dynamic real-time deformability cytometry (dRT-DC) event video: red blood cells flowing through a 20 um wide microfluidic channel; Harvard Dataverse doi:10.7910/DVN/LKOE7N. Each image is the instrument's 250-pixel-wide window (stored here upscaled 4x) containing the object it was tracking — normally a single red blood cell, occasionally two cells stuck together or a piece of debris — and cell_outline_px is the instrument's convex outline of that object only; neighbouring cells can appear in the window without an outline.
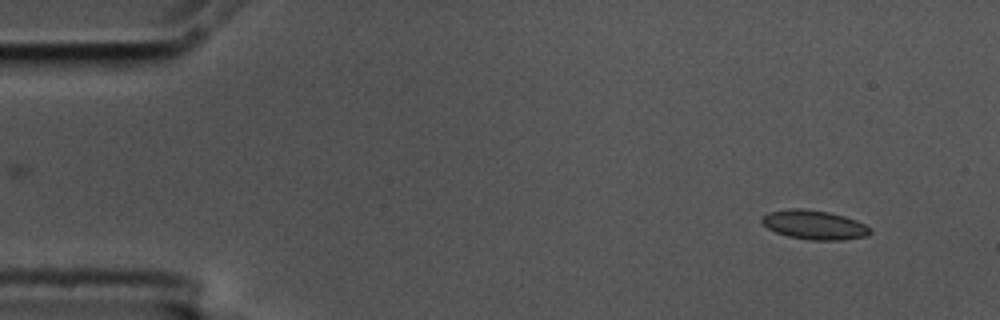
{"species": "common noctule bat (a hibernating species)", "species_latin": "Nyctalus noctula", "temperature_condition": "cold", "stored_images_in_passage": 13, "camera_frame_rate_fps": 3000, "um_per_image_px": 0.085, "animal": {"sex": "male", "body_mass_g": 17.5, "forearm_length_mm": 52.3}, "frame": {"image": 1, "passage_image": 1, "time_ms": 0.0, "image_size_px": [1000, 320], "cell_outline_px": [[872, 232], [868, 236], [844, 240], [812, 240], [788, 236], [776, 232], [768, 228], [760, 220], [760, 216], [768, 212], [788, 208], [800, 208], [828, 212], [844, 216], [856, 220], [872, 228]], "centroid_in_image_um": [69.22, 19.11], "position_along_channel_um": 15.8, "area_um2": 18.55}}
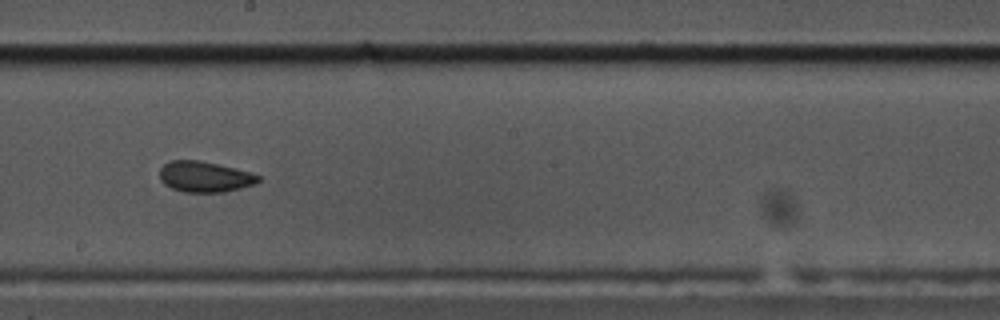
{"frame": {"image": 2, "passage_image": 7, "time_ms": 2.0, "image_size_px": [1000, 320], "cell_outline_px": [[260, 180], [256, 184], [224, 192], [184, 192], [172, 188], [164, 184], [160, 180], [160, 168], [168, 160], [200, 160], [252, 172], [260, 176]], "centroid_in_image_um": [17.4, 15.02], "position_along_channel_um": 230.8, "area_um2": 17.8}}
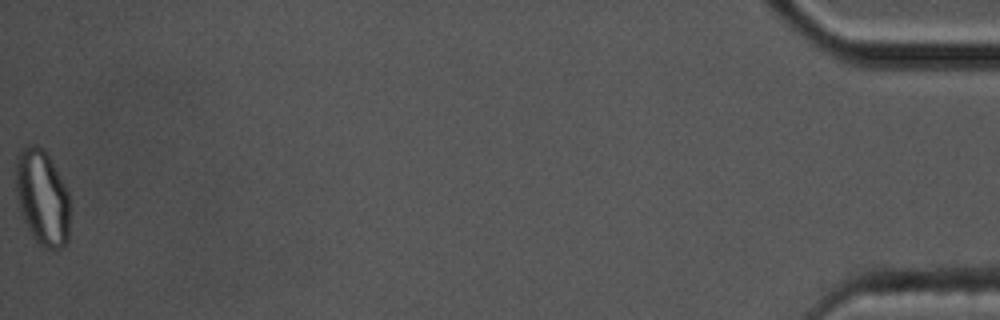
{"frame": {"image": 3, "passage_image": 13, "time_ms": 4.0, "image_size_px": [1000, 320], "cell_outline_px": [[68, 240], [60, 248], [48, 248], [40, 244], [32, 236], [20, 212], [16, 196], [16, 156], [20, 148], [28, 144], [36, 144], [44, 148], [56, 168], [68, 192]], "centroid_in_image_um": [3.56, 16.72], "position_along_channel_um": 431.6, "area_um2": 30.11}}